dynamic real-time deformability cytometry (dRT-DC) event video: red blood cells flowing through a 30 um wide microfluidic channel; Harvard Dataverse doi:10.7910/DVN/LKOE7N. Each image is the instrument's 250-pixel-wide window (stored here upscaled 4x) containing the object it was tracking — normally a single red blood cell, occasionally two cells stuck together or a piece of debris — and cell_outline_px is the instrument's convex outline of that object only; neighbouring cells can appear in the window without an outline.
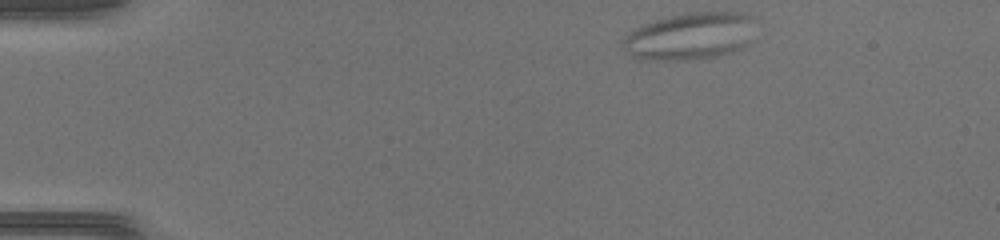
{"species": "common noctule bat (a hibernating species)", "species_latin": "Nyctalus noctula", "temperature_condition": "warm", "stored_images_in_passage": 35, "camera_frame_rate_fps": 3000, "um_per_image_px": 0.085, "animal": {"sex": "female", "body_mass_g": 17.0, "forearm_length_mm": 48.0}, "frame": {"image": 1, "passage_image": 1, "time_ms": 0.0, "image_size_px": [1000, 240], "cell_outline_px": [[756, 16], [748, 40], [744, 44], [728, 52], [712, 56], [636, 56], [620, 40], [628, 32], [644, 24], [668, 16], [688, 12], [748, 12]], "centroid_in_image_um": [58.74, 2.93], "position_along_channel_um": 26.3, "area_um2": 34.1}}
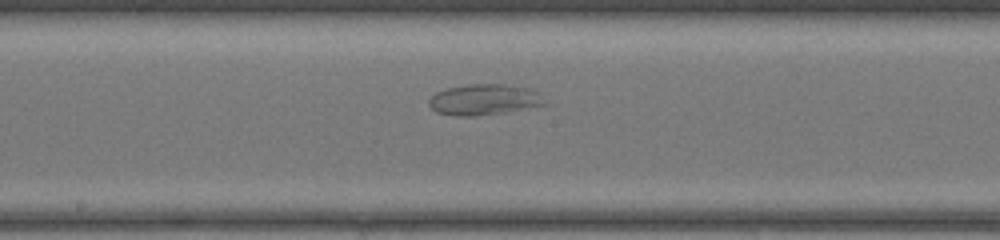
{"frame": {"image": 2, "passage_image": 19, "time_ms": 6.0, "image_size_px": [1000, 240], "cell_outline_px": [[548, 104], [500, 112], [472, 116], [456, 116], [436, 112], [428, 104], [428, 100], [436, 92], [448, 88], [468, 84], [504, 84], [528, 88], [536, 92]], "centroid_in_image_um": [41.09, 8.46], "position_along_channel_um": 207.1, "area_um2": 20.4}}
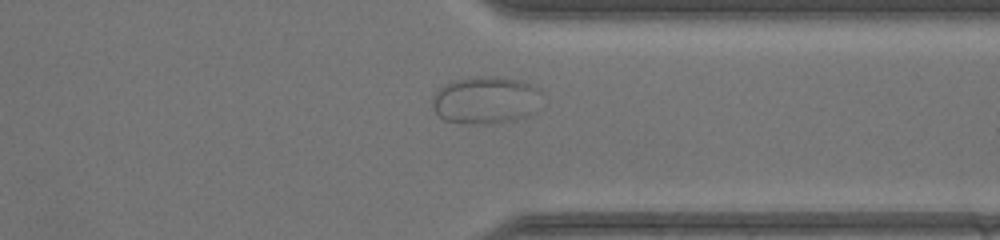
{"frame": {"image": 3, "passage_image": 30, "time_ms": 9.667, "image_size_px": [1000, 240], "cell_outline_px": [[540, 92], [536, 112], [528, 116], [516, 120], [488, 124], [480, 124], [444, 120], [436, 112], [432, 104], [432, 100], [436, 92], [444, 84], [456, 80], [476, 76], [492, 76], [520, 80], [536, 88]], "centroid_in_image_um": [41.28, 8.51], "position_along_channel_um": 370.1, "area_um2": 30.06}}